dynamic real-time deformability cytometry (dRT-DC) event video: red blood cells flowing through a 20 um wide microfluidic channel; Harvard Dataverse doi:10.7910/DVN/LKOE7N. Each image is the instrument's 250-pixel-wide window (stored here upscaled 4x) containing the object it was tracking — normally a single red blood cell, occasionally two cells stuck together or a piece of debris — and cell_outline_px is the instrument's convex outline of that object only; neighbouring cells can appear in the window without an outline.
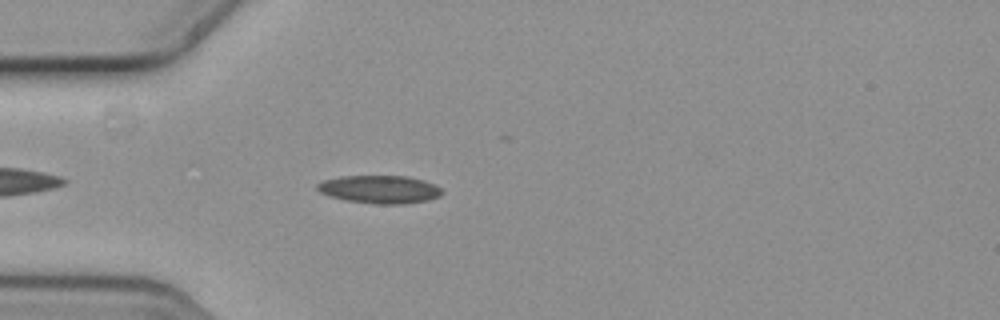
{"species": "common noctule bat (a hibernating species)", "species_latin": "Nyctalus noctula", "temperature_condition": "cold", "stored_images_in_passage": 43, "camera_frame_rate_fps": 3000, "um_per_image_px": 0.085, "animal": {"sex": "female", "body_mass_g": 19.3, "forearm_length_mm": 54.1}, "frame": {"image": 1, "passage_image": 2, "time_ms": 0.333, "image_size_px": [1000, 320], "cell_outline_px": [[444, 192], [440, 196], [428, 200], [404, 204], [376, 204], [344, 200], [328, 196], [320, 192], [316, 188], [316, 184], [324, 180], [340, 176], [404, 176], [424, 180], [436, 184]], "centroid_in_image_um": [32.27, 16.1], "position_along_channel_um": 52.7, "area_um2": 20.52}}
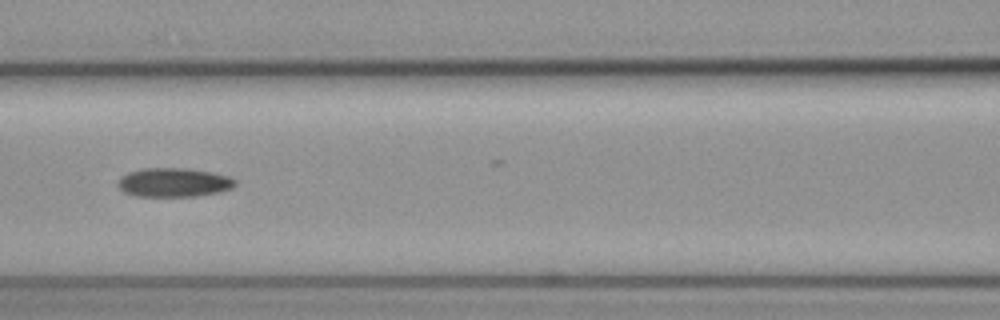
{"frame": {"image": 2, "passage_image": 11, "time_ms": 3.333, "image_size_px": [1000, 320], "cell_outline_px": [[236, 184], [232, 188], [220, 192], [196, 196], [136, 196], [124, 192], [116, 184], [128, 172], [144, 168], [188, 168], [212, 172], [228, 176], [236, 180]], "centroid_in_image_um": [14.8, 15.5], "position_along_channel_um": 151.8, "area_um2": 19.77}}
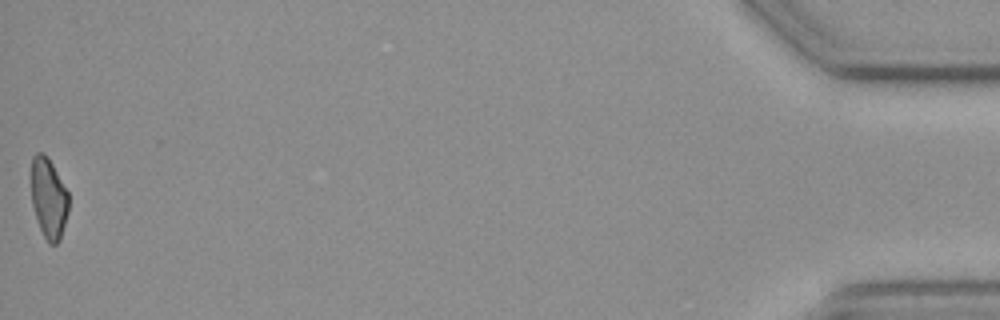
{"frame": {"image": 3, "passage_image": 43, "time_ms": 14.0, "image_size_px": [1000, 320], "cell_outline_px": [[68, 212], [60, 240], [56, 244], [48, 244], [40, 228], [32, 204], [32, 156], [36, 152], [44, 152], [48, 156], [68, 192]], "centroid_in_image_um": [4.14, 16.83], "position_along_channel_um": 431.1, "area_um2": 17.46}}